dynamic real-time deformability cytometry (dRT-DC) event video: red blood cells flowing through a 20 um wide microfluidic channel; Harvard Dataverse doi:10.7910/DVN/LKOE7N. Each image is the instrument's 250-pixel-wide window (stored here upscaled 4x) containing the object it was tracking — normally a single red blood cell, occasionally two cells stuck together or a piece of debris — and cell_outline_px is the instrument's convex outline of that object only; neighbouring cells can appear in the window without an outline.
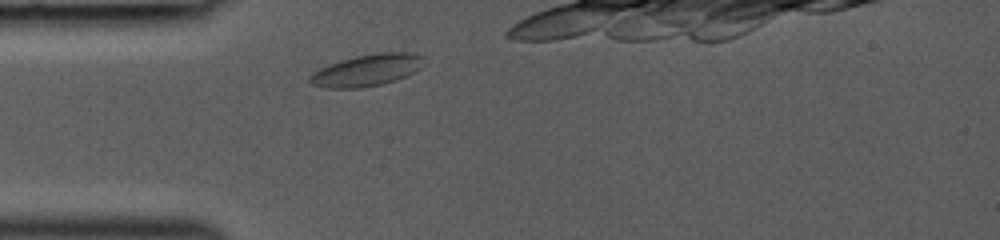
{"species": "common noctule bat (a hibernating species)", "species_latin": "Nyctalus noctula", "temperature_condition": "room temperature", "stored_images_in_passage": 10, "camera_frame_rate_fps": 3000, "um_per_image_px": 0.085, "animal": {"sex": "female", "body_mass_g": 19.0, "forearm_length_mm": 53.3}, "frame": {"image": 1, "passage_image": 1, "time_ms": 0.0, "image_size_px": [1000, 240], "cell_outline_px": [[424, 56], [420, 68], [396, 80], [384, 84], [360, 88], [328, 88], [312, 84], [308, 80], [308, 76], [312, 72], [328, 64], [340, 60], [356, 56], [380, 52], [412, 52]], "centroid_in_image_um": [31.15, 5.96], "position_along_channel_um": 53.8, "area_um2": 21.15}}
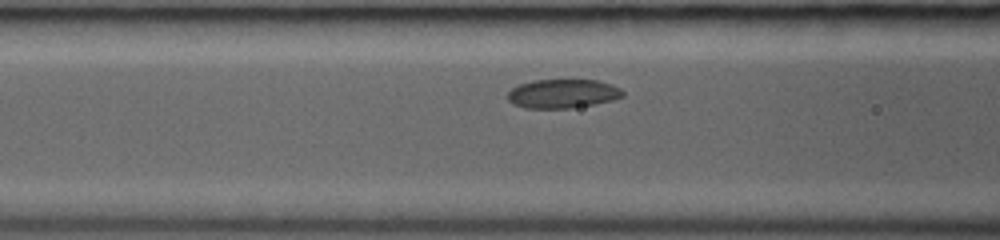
{"frame": {"image": 2, "passage_image": 6, "time_ms": 1.667, "image_size_px": [1000, 240], "cell_outline_px": [[624, 96], [612, 100], [596, 104], [572, 108], [524, 108], [512, 104], [508, 100], [508, 92], [512, 88], [520, 84], [536, 80], [596, 80], [620, 88], [624, 92]], "centroid_in_image_um": [47.82, 7.97], "position_along_channel_um": 118.8, "area_um2": 19.36}}
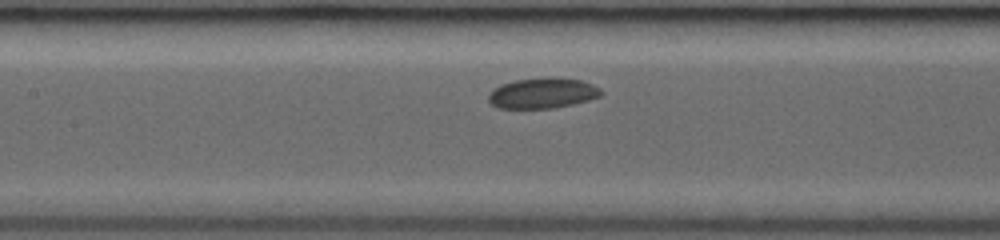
{"frame": {"image": 3, "passage_image": 9, "time_ms": 2.667, "image_size_px": [1000, 240], "cell_outline_px": [[604, 92], [600, 96], [588, 100], [572, 104], [552, 108], [500, 108], [492, 104], [488, 100], [488, 96], [492, 88], [500, 84], [516, 80], [580, 80], [592, 84], [600, 88]], "centroid_in_image_um": [46.09, 7.96], "position_along_channel_um": 161.3, "area_um2": 19.19}}